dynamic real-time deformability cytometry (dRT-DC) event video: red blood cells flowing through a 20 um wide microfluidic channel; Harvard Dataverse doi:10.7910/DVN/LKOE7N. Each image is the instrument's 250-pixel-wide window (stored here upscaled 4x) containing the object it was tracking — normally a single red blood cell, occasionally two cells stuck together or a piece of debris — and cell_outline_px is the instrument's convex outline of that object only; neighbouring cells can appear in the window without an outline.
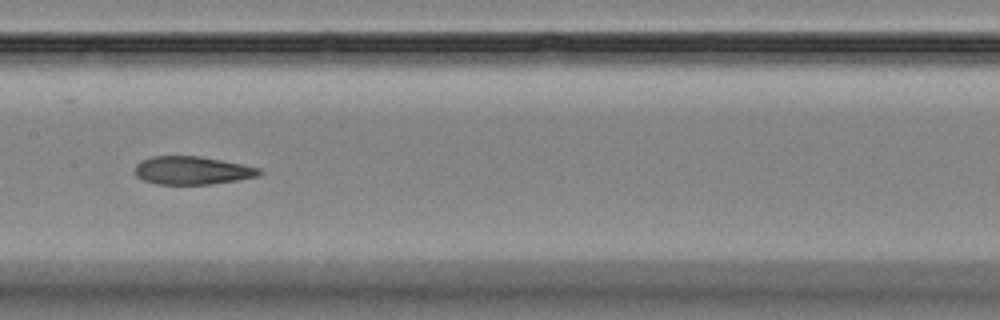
{"species": "Egyptian fruit bat (a non-hibernating species)", "species_latin": "Rousettus aegyptiacus", "temperature_condition": "room temperature", "stored_images_in_passage": 9, "camera_frame_rate_fps": 3000, "um_per_image_px": 0.085, "animal": {"sex": "female"}, "frame": {"image": 1, "passage_image": 8, "time_ms": 8.333, "image_size_px": [1000, 320], "cell_outline_px": [[264, 172], [260, 176], [212, 184], [156, 184], [144, 180], [136, 176], [136, 164], [140, 160], [152, 156], [200, 156], [260, 168]], "centroid_in_image_um": [16.34, 14.49], "position_along_channel_um": 191.1, "area_um2": 20.35}}
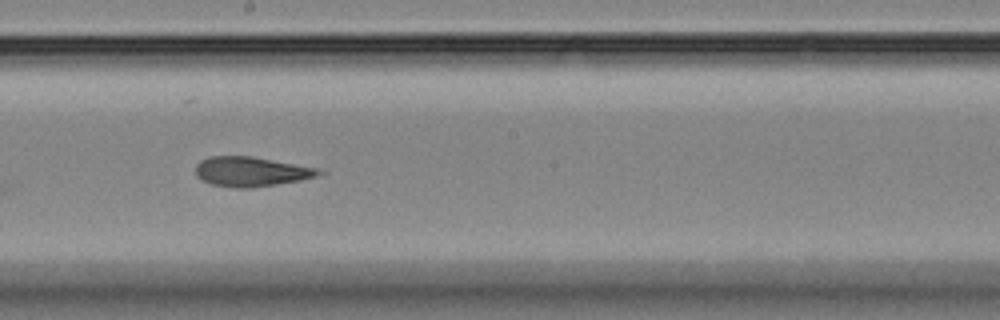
{"frame": {"image": 2, "passage_image": 9, "time_ms": 9.333, "image_size_px": [1000, 320], "cell_outline_px": [[328, 172], [316, 176], [300, 180], [252, 188], [232, 188], [212, 184], [200, 180], [196, 176], [196, 164], [200, 160], [208, 156], [252, 156], [320, 168]], "centroid_in_image_um": [21.35, 14.58], "position_along_channel_um": 226.8, "area_um2": 21.62}}